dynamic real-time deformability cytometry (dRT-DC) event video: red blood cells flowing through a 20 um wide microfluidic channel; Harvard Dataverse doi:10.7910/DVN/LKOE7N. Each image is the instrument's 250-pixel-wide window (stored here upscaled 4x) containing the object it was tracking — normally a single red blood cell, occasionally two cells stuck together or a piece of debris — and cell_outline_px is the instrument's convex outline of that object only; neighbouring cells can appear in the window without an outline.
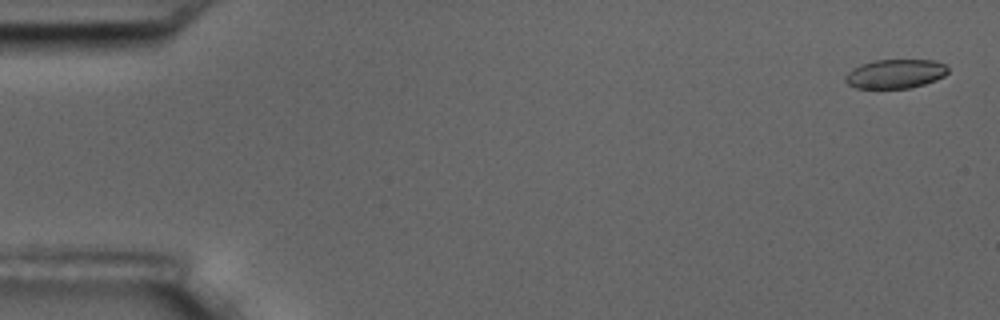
{"species": "common noctule bat (a hibernating species)", "species_latin": "Nyctalus noctula", "temperature_condition": "room temperature", "stored_images_in_passage": 56, "camera_frame_rate_fps": 3000, "um_per_image_px": 0.085, "animal": {"sex": "male", "body_mass_g": 17.5, "forearm_length_mm": 52.3}, "frame": {"image": 1, "passage_image": 2, "time_ms": 0.333, "image_size_px": [1000, 320], "cell_outline_px": [[948, 72], [944, 76], [936, 80], [924, 84], [908, 88], [856, 88], [848, 84], [844, 80], [844, 76], [852, 68], [860, 64], [876, 60], [932, 60], [948, 64]], "centroid_in_image_um": [76.11, 6.27], "position_along_channel_um": 8.9, "area_um2": 17.51}}
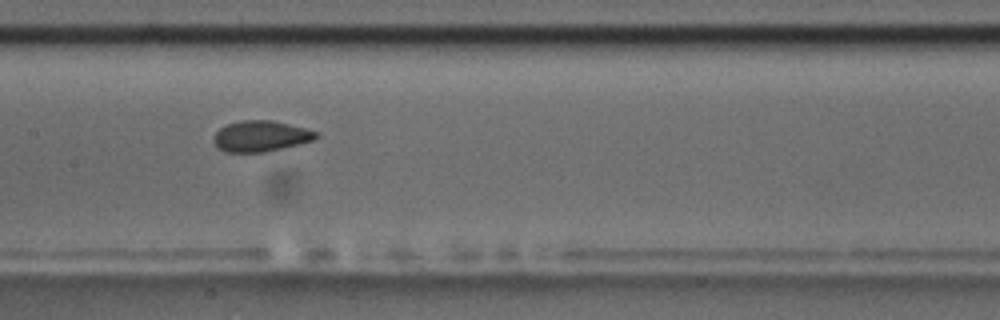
{"frame": {"image": 2, "passage_image": 28, "time_ms": 9.0, "image_size_px": [1000, 320], "cell_outline_px": [[320, 136], [312, 140], [300, 144], [264, 152], [224, 152], [216, 148], [212, 140], [212, 136], [220, 128], [228, 124], [240, 120], [272, 120], [304, 128], [316, 132]], "centroid_in_image_um": [22.1, 11.58], "position_along_channel_um": 185.3, "area_um2": 18.5}}
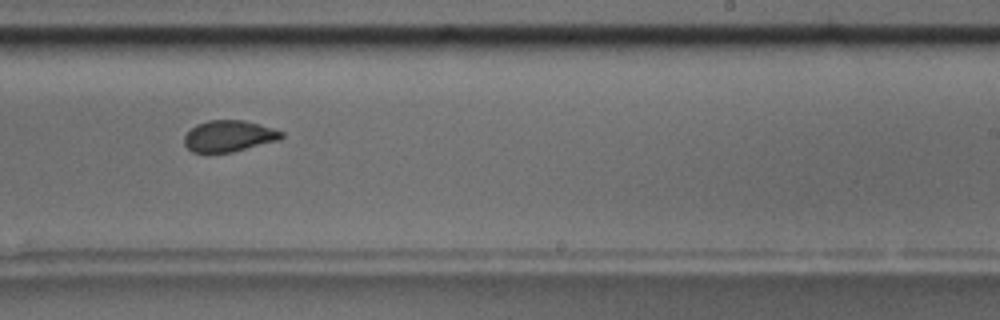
{"frame": {"image": 3, "passage_image": 35, "time_ms": 11.333, "image_size_px": [1000, 320], "cell_outline_px": [[284, 136], [280, 140], [232, 152], [192, 152], [184, 144], [184, 136], [196, 124], [208, 120], [244, 120], [260, 124], [284, 132]], "centroid_in_image_um": [19.48, 11.56], "position_along_channel_um": 269.5, "area_um2": 17.74}, "authors_computed_cell_mechanics": {"area_um2": 18.6405, "velocity_mm_per_s": 3.6214, "shape_relaxation_time_tau1_ms": 9.2079, "shape_relaxation_time_tau2_ms": 1.317, "deformation_change_tau1": 0.1534, "deformation_change_tau2": 0.0572}}